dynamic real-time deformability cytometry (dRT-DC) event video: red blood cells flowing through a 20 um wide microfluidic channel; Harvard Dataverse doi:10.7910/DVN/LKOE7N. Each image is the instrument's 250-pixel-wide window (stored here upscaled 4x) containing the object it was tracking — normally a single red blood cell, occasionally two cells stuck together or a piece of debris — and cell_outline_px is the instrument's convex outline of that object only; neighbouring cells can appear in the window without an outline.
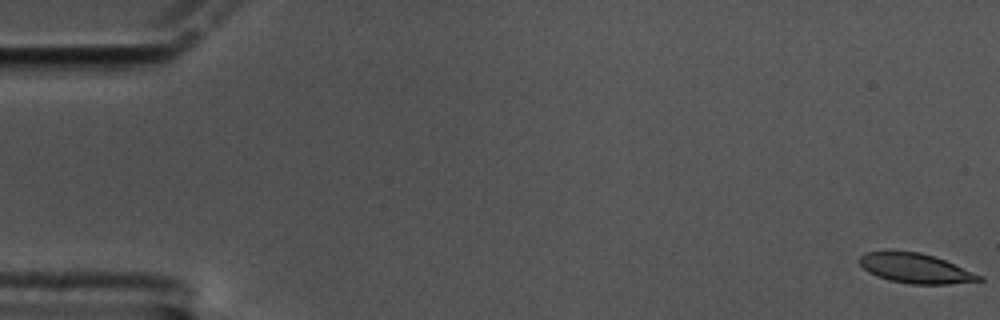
{"species": "common noctule bat (a hibernating species)", "species_latin": "Nyctalus noctula", "temperature_condition": "cold", "stored_images_in_passage": 61, "camera_frame_rate_fps": 3000, "um_per_image_px": 0.085, "animal": {"sex": "male", "body_mass_g": 17.5, "forearm_length_mm": 52.3}, "frame": {"image": 1, "passage_image": 1, "time_ms": 0.0, "image_size_px": [1000, 320], "cell_outline_px": [[984, 280], [948, 284], [912, 284], [888, 280], [876, 276], [868, 272], [860, 264], [860, 256], [864, 252], [920, 252], [944, 260], [984, 276]], "centroid_in_image_um": [77.83, 22.83], "position_along_channel_um": 7.2, "area_um2": 20.4}}
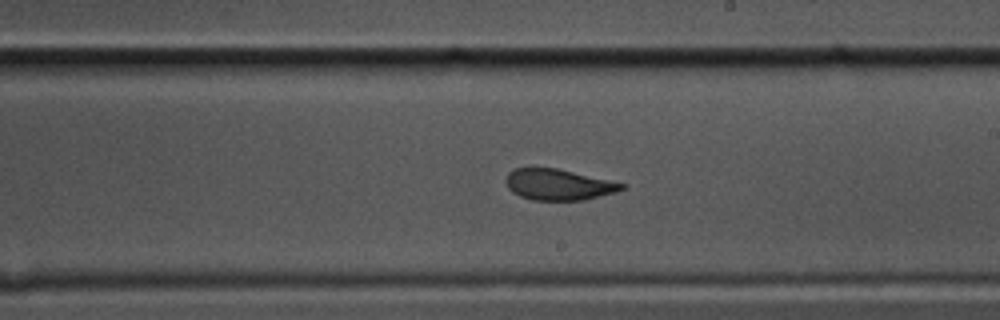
{"frame": {"image": 2, "passage_image": 35, "time_ms": 11.333, "image_size_px": [1000, 320], "cell_outline_px": [[628, 184], [624, 188], [616, 192], [584, 200], [532, 200], [520, 196], [512, 192], [508, 188], [504, 180], [508, 172], [512, 168], [556, 168]], "centroid_in_image_um": [47.45, 15.69], "position_along_channel_um": 241.6, "area_um2": 21.04}}
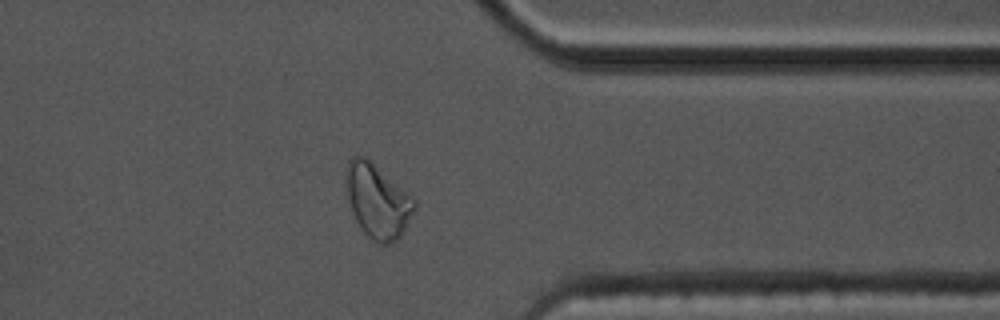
{"frame": {"image": 3, "passage_image": 48, "time_ms": 15.667, "image_size_px": [1000, 320], "cell_outline_px": [[416, 208], [400, 236], [396, 240], [388, 244], [380, 244], [372, 240], [360, 228], [344, 196], [344, 172], [348, 160], [352, 156], [364, 156], [408, 192], [416, 200]], "centroid_in_image_um": [32.02, 17.07], "position_along_channel_um": 379.4, "area_um2": 29.88}, "authors_computed_cell_mechanics": {"area_um2": 22.1374, "velocity_mm_per_s": 3.3521, "shape_relaxation_time_tau1_ms": 6.7841, "shape_relaxation_time_tau2_ms": 1.6888, "deformation_change_tau1": 0.1791, "deformation_change_tau2": 0.0795}}